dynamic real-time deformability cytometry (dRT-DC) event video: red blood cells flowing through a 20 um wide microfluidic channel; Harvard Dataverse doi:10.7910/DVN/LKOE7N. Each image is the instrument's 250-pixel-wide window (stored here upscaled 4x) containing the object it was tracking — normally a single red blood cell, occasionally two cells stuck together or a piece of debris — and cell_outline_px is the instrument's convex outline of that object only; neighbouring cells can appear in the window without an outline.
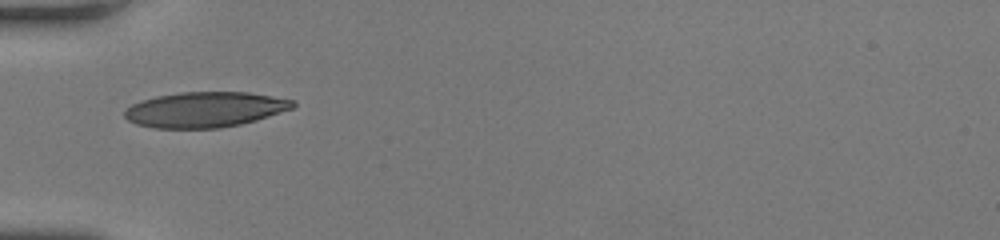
{"species": "human", "species_latin": "Homo sapiens", "temperature_condition": "room temperature", "stored_images_in_passage": 35, "camera_frame_rate_fps": 3000, "um_per_image_px": 0.085, "donor": {"sex": "female"}, "frame": {"image": 1, "passage_image": 1, "time_ms": 0.0, "image_size_px": [1000, 240], "cell_outline_px": [[296, 104], [292, 108], [256, 120], [240, 124], [220, 128], [156, 128], [136, 124], [128, 120], [124, 116], [124, 112], [132, 104], [156, 96], [180, 92], [248, 92], [296, 100]], "centroid_in_image_um": [17.43, 9.31], "position_along_channel_um": 67.6, "area_um2": 34.51}}
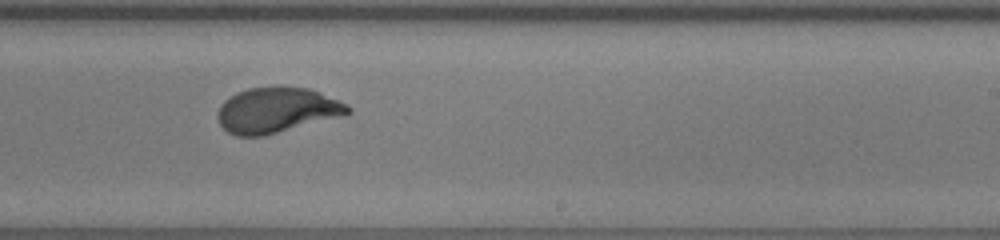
{"frame": {"image": 2, "passage_image": 16, "time_ms": 5.0, "image_size_px": [1000, 240], "cell_outline_px": [[352, 112], [344, 116], [264, 136], [236, 136], [228, 132], [220, 124], [216, 116], [224, 100], [236, 92], [248, 88], [308, 88], [320, 92], [348, 104], [352, 108]], "centroid_in_image_um": [23.56, 9.39], "position_along_channel_um": 265.4, "area_um2": 34.33}}
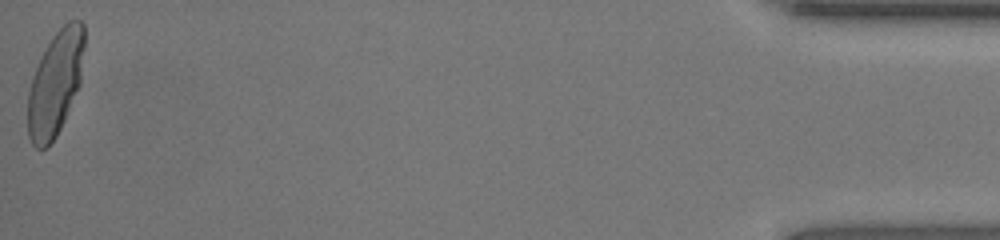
{"frame": {"image": 3, "passage_image": 35, "time_ms": 11.333, "image_size_px": [1000, 240], "cell_outline_px": [[84, 48], [80, 84], [64, 120], [56, 136], [44, 148], [36, 148], [32, 144], [28, 136], [28, 92], [32, 76], [52, 36], [68, 20], [80, 20], [84, 24]], "centroid_in_image_um": [4.71, 7.07], "position_along_channel_um": 430.5, "area_um2": 34.1}, "authors_computed_cell_mechanics": {"area_um2": 34.2754, "velocity_mm_per_s": 4.0169, "shape_relaxation_time_tau1_ms": 4.0972, "shape_relaxation_time_tau2_ms": null, "deformation_change_tau1": 0.2005, "deformation_change_tau2": null}}